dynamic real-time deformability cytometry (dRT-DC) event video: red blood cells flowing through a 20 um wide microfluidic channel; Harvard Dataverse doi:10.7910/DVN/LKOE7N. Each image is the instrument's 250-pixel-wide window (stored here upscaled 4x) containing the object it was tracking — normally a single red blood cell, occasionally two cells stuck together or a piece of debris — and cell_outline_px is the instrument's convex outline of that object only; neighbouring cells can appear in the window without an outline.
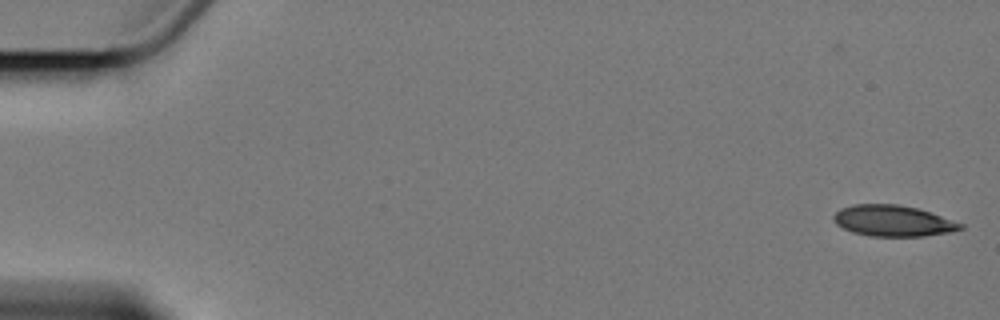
{"species": "Egyptian fruit bat (a non-hibernating species)", "species_latin": "Rousettus aegyptiacus", "temperature_condition": "cold", "stored_images_in_passage": 7, "camera_frame_rate_fps": 3000, "um_per_image_px": 0.085, "animal": {"sex": "female"}, "frame": {"image": 1, "passage_image": 2, "time_ms": 1.333, "image_size_px": [1000, 320], "cell_outline_px": [[964, 228], [952, 232], [924, 236], [868, 236], [852, 232], [836, 224], [832, 216], [840, 208], [856, 204], [896, 204], [916, 208], [964, 224]], "centroid_in_image_um": [75.89, 18.78], "position_along_channel_um": 9.1, "area_um2": 22.83}}
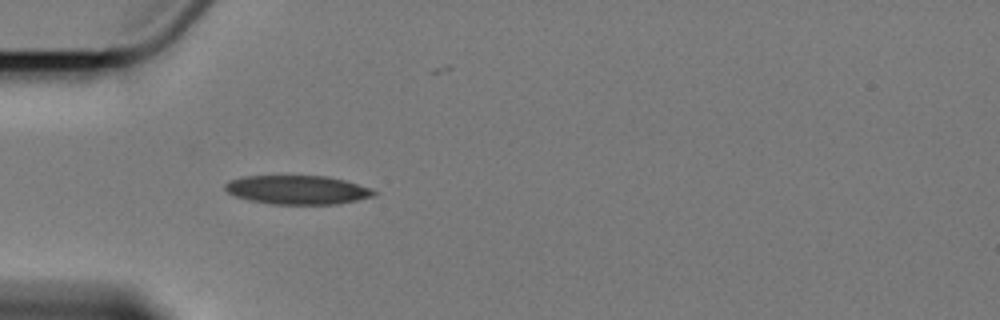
{"frame": {"image": 2, "passage_image": 6, "time_ms": 7.0, "image_size_px": [1000, 320], "cell_outline_px": [[376, 192], [372, 196], [356, 200], [336, 204], [272, 204], [248, 200], [236, 196], [228, 192], [224, 188], [224, 184], [228, 180], [244, 176], [328, 176], [344, 180], [372, 188]], "centroid_in_image_um": [25.25, 16.13], "position_along_channel_um": 59.8, "area_um2": 24.97}}
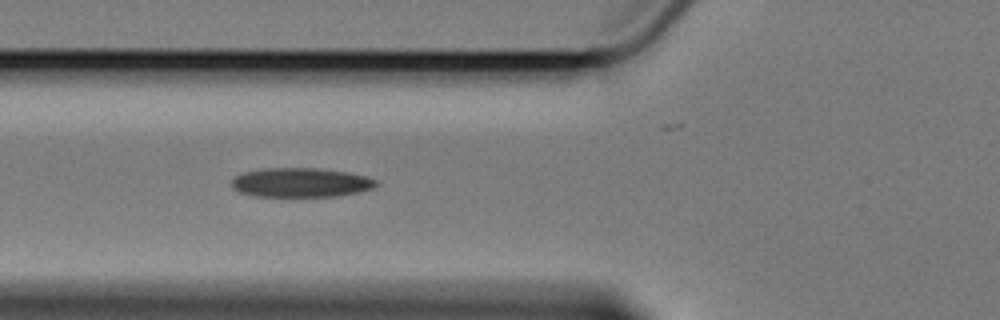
{"frame": {"image": 3, "passage_image": 7, "time_ms": 8.333, "image_size_px": [1000, 320], "cell_outline_px": [[380, 184], [372, 188], [360, 192], [336, 196], [256, 196], [240, 192], [232, 188], [232, 180], [236, 176], [244, 172], [264, 168], [316, 168], [348, 172], [364, 176], [376, 180]], "centroid_in_image_um": [25.58, 15.51], "position_along_channel_um": 100.2, "area_um2": 24.57}}